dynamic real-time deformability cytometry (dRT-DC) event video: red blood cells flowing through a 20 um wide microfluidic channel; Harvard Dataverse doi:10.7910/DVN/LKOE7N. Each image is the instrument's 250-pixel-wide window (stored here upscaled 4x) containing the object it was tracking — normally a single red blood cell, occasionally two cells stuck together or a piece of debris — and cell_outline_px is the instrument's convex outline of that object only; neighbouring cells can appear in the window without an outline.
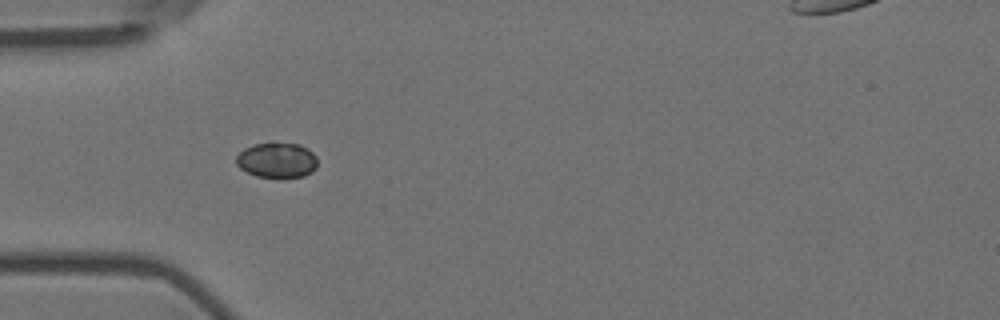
{"species": "Egyptian fruit bat (a non-hibernating species)", "species_latin": "Rousettus aegyptiacus", "temperature_condition": "room temperature", "stored_images_in_passage": 6, "camera_frame_rate_fps": 3000, "um_per_image_px": 0.085, "animal": {"sex": "female"}, "frame": {"image": 1, "passage_image": 5, "time_ms": 1.333, "image_size_px": [1000, 320], "cell_outline_px": [[316, 168], [312, 172], [304, 176], [280, 180], [256, 176], [240, 168], [236, 164], [236, 156], [244, 148], [252, 144], [272, 140], [300, 144], [308, 148], [316, 156]], "centroid_in_image_um": [23.54, 13.6], "position_along_channel_um": 61.5, "area_um2": 17.69}}
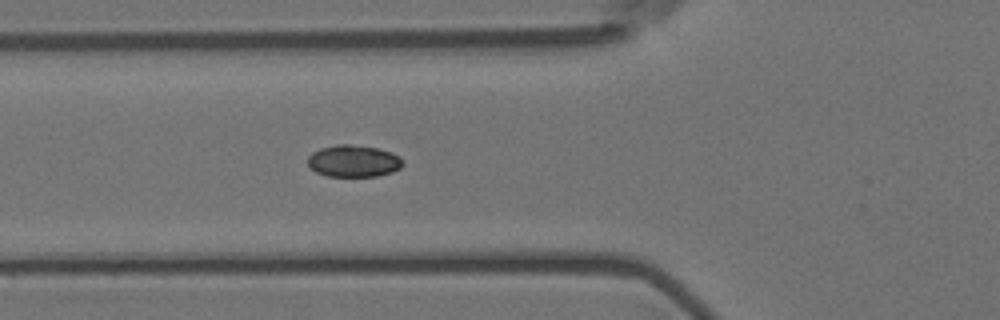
{"frame": {"image": 2, "passage_image": 6, "time_ms": 1.667, "image_size_px": [1000, 320], "cell_outline_px": [[404, 164], [400, 168], [392, 172], [376, 176], [328, 176], [316, 172], [308, 164], [308, 156], [312, 152], [320, 148], [336, 144], [348, 144], [376, 148], [392, 152], [400, 156]], "centroid_in_image_um": [30.06, 13.68], "position_along_channel_um": 95.7, "area_um2": 17.69}}